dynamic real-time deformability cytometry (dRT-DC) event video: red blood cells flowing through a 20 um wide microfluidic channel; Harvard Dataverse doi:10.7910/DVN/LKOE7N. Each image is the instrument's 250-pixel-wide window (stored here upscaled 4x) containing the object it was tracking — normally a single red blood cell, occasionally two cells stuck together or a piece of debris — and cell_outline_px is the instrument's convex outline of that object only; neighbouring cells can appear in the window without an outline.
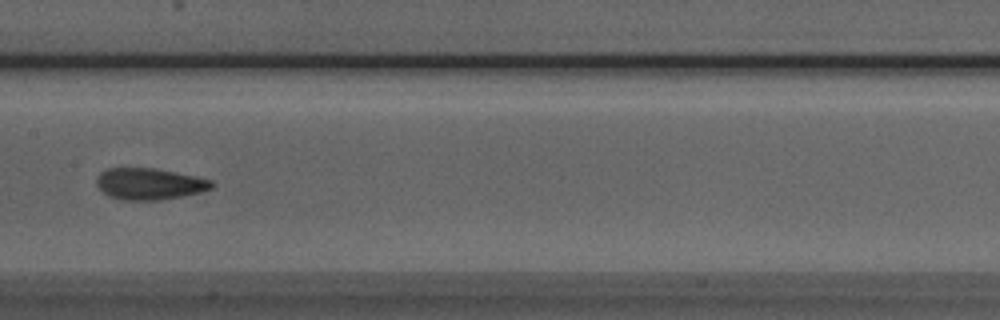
{"species": "Egyptian fruit bat (a non-hibernating species)", "species_latin": "Rousettus aegyptiacus", "temperature_condition": "room temperature", "stored_images_in_passage": 7, "camera_frame_rate_fps": 3000, "um_per_image_px": 0.085, "animal": {"sex": "male"}, "frame": {"image": 1, "passage_image": 7, "time_ms": 7.667, "image_size_px": [1000, 320], "cell_outline_px": [[216, 184], [212, 188], [200, 192], [184, 196], [160, 200], [120, 200], [108, 196], [96, 184], [96, 176], [104, 168], [156, 168], [196, 176], [212, 180]], "centroid_in_image_um": [12.7, 15.62], "position_along_channel_um": 194.7, "area_um2": 21.44}}